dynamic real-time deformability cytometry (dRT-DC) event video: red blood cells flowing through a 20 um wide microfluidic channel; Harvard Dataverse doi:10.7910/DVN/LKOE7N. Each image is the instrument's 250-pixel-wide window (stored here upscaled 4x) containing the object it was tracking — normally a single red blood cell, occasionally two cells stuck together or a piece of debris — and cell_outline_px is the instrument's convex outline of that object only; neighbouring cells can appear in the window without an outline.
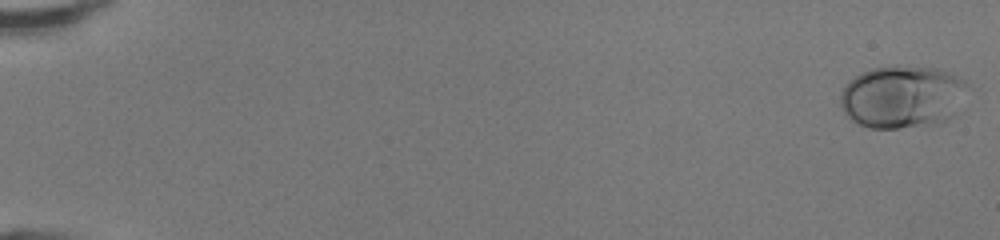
{"species": "human", "species_latin": "Homo sapiens", "temperature_condition": "room temperature", "stored_images_in_passage": 49, "camera_frame_rate_fps": 3000, "um_per_image_px": 0.085, "donor": {"sex": "female"}, "frame": {"image": 1, "passage_image": 1, "time_ms": 0.0, "image_size_px": [1000, 240], "cell_outline_px": [[968, 84], [956, 116], [948, 120], [936, 124], [900, 128], [872, 128], [860, 124], [852, 120], [844, 112], [840, 104], [840, 96], [844, 88], [856, 76], [872, 68], [896, 64], [936, 68], [952, 72], [964, 80]], "centroid_in_image_um": [76.75, 8.21], "position_along_channel_um": 8.2, "area_um2": 46.88}}
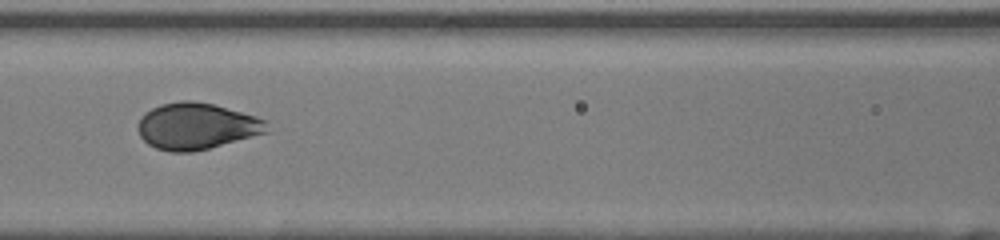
{"frame": {"image": 2, "passage_image": 24, "time_ms": 7.667, "image_size_px": [1000, 240], "cell_outline_px": [[268, 132], [208, 148], [192, 152], [172, 152], [156, 148], [148, 144], [140, 136], [136, 128], [136, 124], [140, 116], [144, 112], [160, 104], [184, 100], [192, 100], [212, 104], [256, 116], [268, 120]], "centroid_in_image_um": [16.67, 10.72], "position_along_channel_um": 149.9, "area_um2": 35.03}}
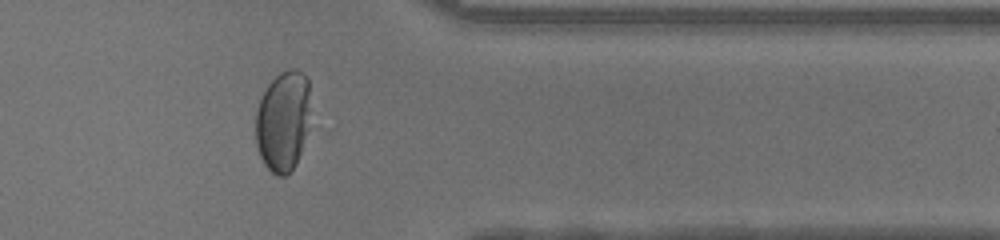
{"frame": {"image": 3, "passage_image": 41, "time_ms": 13.333, "image_size_px": [1000, 240], "cell_outline_px": [[308, 92], [304, 136], [300, 152], [296, 164], [284, 176], [276, 176], [264, 164], [260, 156], [256, 144], [256, 112], [260, 100], [268, 84], [280, 72], [288, 68], [296, 68], [304, 72], [308, 76]], "centroid_in_image_um": [24.0, 10.26], "position_along_channel_um": 387.4, "area_um2": 31.33}, "authors_computed_cell_mechanics": {"area_um2": 37.1076, "velocity_mm_per_s": 4.2928, "shape_relaxation_time_tau1_ms": 1.9795, "shape_relaxation_time_tau2_ms": null, "deformation_change_tau1": 0.1593, "deformation_change_tau2": null}}